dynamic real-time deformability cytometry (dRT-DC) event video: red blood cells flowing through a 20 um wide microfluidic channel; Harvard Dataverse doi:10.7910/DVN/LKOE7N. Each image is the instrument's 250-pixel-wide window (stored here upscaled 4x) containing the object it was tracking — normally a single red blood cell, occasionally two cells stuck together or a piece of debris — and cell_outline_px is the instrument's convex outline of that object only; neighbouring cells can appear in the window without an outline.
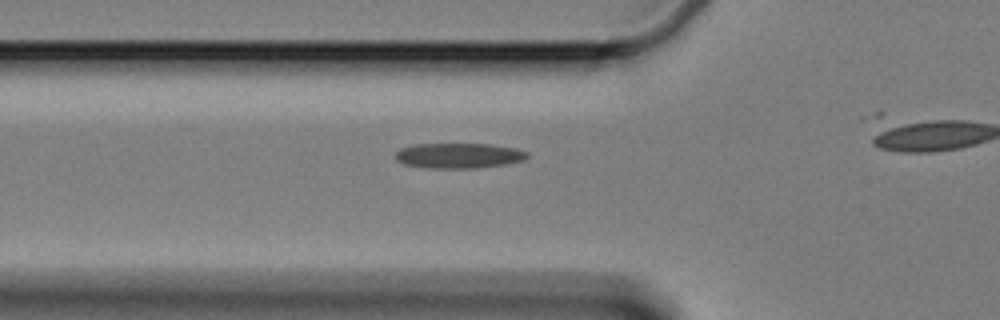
{"species": "Egyptian fruit bat (a non-hibernating species)", "species_latin": "Rousettus aegyptiacus", "temperature_condition": "cold", "stored_images_in_passage": 16, "camera_frame_rate_fps": 3000, "um_per_image_px": 0.085, "animal": {"sex": "female"}, "frame": {"image": 1, "passage_image": 11, "time_ms": 3.333, "image_size_px": [1000, 320], "cell_outline_px": [[528, 156], [524, 160], [508, 164], [476, 168], [428, 168], [404, 164], [396, 160], [396, 152], [400, 148], [412, 144], [492, 144], [516, 148], [528, 152]], "centroid_in_image_um": [39.01, 13.22], "position_along_channel_um": 86.8, "area_um2": 19.54}}
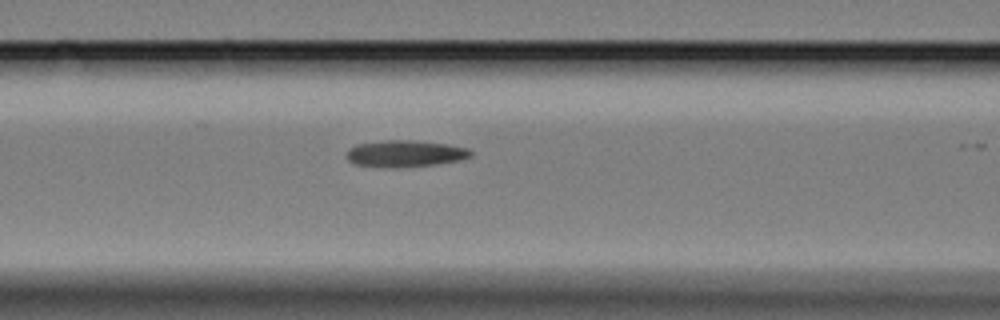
{"frame": {"image": 2, "passage_image": 15, "time_ms": 4.667, "image_size_px": [1000, 320], "cell_outline_px": [[472, 156], [460, 160], [436, 164], [400, 168], [384, 168], [352, 164], [348, 160], [348, 148], [356, 144], [384, 140], [408, 140], [448, 144], [468, 148], [472, 152]], "centroid_in_image_um": [34.41, 13.07], "position_along_channel_um": 132.2, "area_um2": 19.54}}